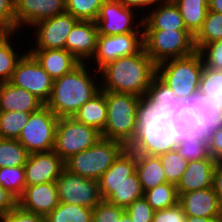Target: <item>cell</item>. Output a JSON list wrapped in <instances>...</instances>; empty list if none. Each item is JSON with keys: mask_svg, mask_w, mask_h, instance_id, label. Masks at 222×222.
I'll use <instances>...</instances> for the list:
<instances>
[{"mask_svg": "<svg viewBox=\"0 0 222 222\" xmlns=\"http://www.w3.org/2000/svg\"><path fill=\"white\" fill-rule=\"evenodd\" d=\"M179 194V204L187 216L222 218V207L212 188Z\"/></svg>", "mask_w": 222, "mask_h": 222, "instance_id": "19", "label": "cell"}, {"mask_svg": "<svg viewBox=\"0 0 222 222\" xmlns=\"http://www.w3.org/2000/svg\"><path fill=\"white\" fill-rule=\"evenodd\" d=\"M0 185L18 200L26 187L24 167L0 168Z\"/></svg>", "mask_w": 222, "mask_h": 222, "instance_id": "41", "label": "cell"}, {"mask_svg": "<svg viewBox=\"0 0 222 222\" xmlns=\"http://www.w3.org/2000/svg\"><path fill=\"white\" fill-rule=\"evenodd\" d=\"M29 154L17 139L0 138V168L24 167Z\"/></svg>", "mask_w": 222, "mask_h": 222, "instance_id": "34", "label": "cell"}, {"mask_svg": "<svg viewBox=\"0 0 222 222\" xmlns=\"http://www.w3.org/2000/svg\"><path fill=\"white\" fill-rule=\"evenodd\" d=\"M125 208L102 200L93 208L92 222H119Z\"/></svg>", "mask_w": 222, "mask_h": 222, "instance_id": "43", "label": "cell"}, {"mask_svg": "<svg viewBox=\"0 0 222 222\" xmlns=\"http://www.w3.org/2000/svg\"><path fill=\"white\" fill-rule=\"evenodd\" d=\"M136 171V153L125 149L111 167L99 178V191L102 199L110 196V185H120Z\"/></svg>", "mask_w": 222, "mask_h": 222, "instance_id": "25", "label": "cell"}, {"mask_svg": "<svg viewBox=\"0 0 222 222\" xmlns=\"http://www.w3.org/2000/svg\"><path fill=\"white\" fill-rule=\"evenodd\" d=\"M176 150L188 162L213 159L209 153L207 135L189 137L183 141H180L177 144Z\"/></svg>", "mask_w": 222, "mask_h": 222, "instance_id": "37", "label": "cell"}, {"mask_svg": "<svg viewBox=\"0 0 222 222\" xmlns=\"http://www.w3.org/2000/svg\"><path fill=\"white\" fill-rule=\"evenodd\" d=\"M144 198L154 210L171 208L179 203L176 185L169 182L144 191Z\"/></svg>", "mask_w": 222, "mask_h": 222, "instance_id": "35", "label": "cell"}, {"mask_svg": "<svg viewBox=\"0 0 222 222\" xmlns=\"http://www.w3.org/2000/svg\"><path fill=\"white\" fill-rule=\"evenodd\" d=\"M52 79L71 72L81 62L66 49H28Z\"/></svg>", "mask_w": 222, "mask_h": 222, "instance_id": "23", "label": "cell"}, {"mask_svg": "<svg viewBox=\"0 0 222 222\" xmlns=\"http://www.w3.org/2000/svg\"><path fill=\"white\" fill-rule=\"evenodd\" d=\"M149 12L145 15L142 13L143 30H187L181 13L172 0H161Z\"/></svg>", "mask_w": 222, "mask_h": 222, "instance_id": "21", "label": "cell"}, {"mask_svg": "<svg viewBox=\"0 0 222 222\" xmlns=\"http://www.w3.org/2000/svg\"><path fill=\"white\" fill-rule=\"evenodd\" d=\"M190 105L200 118L206 132L222 124V110L214 97L198 92Z\"/></svg>", "mask_w": 222, "mask_h": 222, "instance_id": "30", "label": "cell"}, {"mask_svg": "<svg viewBox=\"0 0 222 222\" xmlns=\"http://www.w3.org/2000/svg\"><path fill=\"white\" fill-rule=\"evenodd\" d=\"M4 33H5L4 31H1V30H0V37H1Z\"/></svg>", "mask_w": 222, "mask_h": 222, "instance_id": "56", "label": "cell"}, {"mask_svg": "<svg viewBox=\"0 0 222 222\" xmlns=\"http://www.w3.org/2000/svg\"><path fill=\"white\" fill-rule=\"evenodd\" d=\"M212 189L216 193L218 202L222 207V162L216 164L213 173Z\"/></svg>", "mask_w": 222, "mask_h": 222, "instance_id": "51", "label": "cell"}, {"mask_svg": "<svg viewBox=\"0 0 222 222\" xmlns=\"http://www.w3.org/2000/svg\"><path fill=\"white\" fill-rule=\"evenodd\" d=\"M143 44L156 64L196 52L194 36L188 30H143Z\"/></svg>", "mask_w": 222, "mask_h": 222, "instance_id": "7", "label": "cell"}, {"mask_svg": "<svg viewBox=\"0 0 222 222\" xmlns=\"http://www.w3.org/2000/svg\"><path fill=\"white\" fill-rule=\"evenodd\" d=\"M186 222H222V218H204L197 216H187Z\"/></svg>", "mask_w": 222, "mask_h": 222, "instance_id": "54", "label": "cell"}, {"mask_svg": "<svg viewBox=\"0 0 222 222\" xmlns=\"http://www.w3.org/2000/svg\"><path fill=\"white\" fill-rule=\"evenodd\" d=\"M45 104L29 91L16 87L12 83H0V111L32 113Z\"/></svg>", "mask_w": 222, "mask_h": 222, "instance_id": "24", "label": "cell"}, {"mask_svg": "<svg viewBox=\"0 0 222 222\" xmlns=\"http://www.w3.org/2000/svg\"><path fill=\"white\" fill-rule=\"evenodd\" d=\"M144 47L143 33L119 35H98L97 49L91 64L99 71L107 63L117 58L138 53Z\"/></svg>", "mask_w": 222, "mask_h": 222, "instance_id": "13", "label": "cell"}, {"mask_svg": "<svg viewBox=\"0 0 222 222\" xmlns=\"http://www.w3.org/2000/svg\"><path fill=\"white\" fill-rule=\"evenodd\" d=\"M59 204L55 182L26 186L17 200L22 209L46 217Z\"/></svg>", "mask_w": 222, "mask_h": 222, "instance_id": "18", "label": "cell"}, {"mask_svg": "<svg viewBox=\"0 0 222 222\" xmlns=\"http://www.w3.org/2000/svg\"><path fill=\"white\" fill-rule=\"evenodd\" d=\"M161 116L171 128L177 142L183 141L189 137L207 135L200 118L190 104H186L178 113L170 109L162 112Z\"/></svg>", "mask_w": 222, "mask_h": 222, "instance_id": "20", "label": "cell"}, {"mask_svg": "<svg viewBox=\"0 0 222 222\" xmlns=\"http://www.w3.org/2000/svg\"><path fill=\"white\" fill-rule=\"evenodd\" d=\"M203 66L202 56L196 51L189 56L168 59L157 64V76L180 100L190 104L199 92Z\"/></svg>", "mask_w": 222, "mask_h": 222, "instance_id": "4", "label": "cell"}, {"mask_svg": "<svg viewBox=\"0 0 222 222\" xmlns=\"http://www.w3.org/2000/svg\"><path fill=\"white\" fill-rule=\"evenodd\" d=\"M119 222H133V221H131L130 217H129L126 213H124V214L120 217Z\"/></svg>", "mask_w": 222, "mask_h": 222, "instance_id": "55", "label": "cell"}, {"mask_svg": "<svg viewBox=\"0 0 222 222\" xmlns=\"http://www.w3.org/2000/svg\"><path fill=\"white\" fill-rule=\"evenodd\" d=\"M158 157L161 161L167 182L177 185L186 171L188 161L176 149L160 154Z\"/></svg>", "mask_w": 222, "mask_h": 222, "instance_id": "39", "label": "cell"}, {"mask_svg": "<svg viewBox=\"0 0 222 222\" xmlns=\"http://www.w3.org/2000/svg\"><path fill=\"white\" fill-rule=\"evenodd\" d=\"M216 164L214 159L189 161L185 173L176 185L178 193L212 188Z\"/></svg>", "mask_w": 222, "mask_h": 222, "instance_id": "22", "label": "cell"}, {"mask_svg": "<svg viewBox=\"0 0 222 222\" xmlns=\"http://www.w3.org/2000/svg\"><path fill=\"white\" fill-rule=\"evenodd\" d=\"M144 95L161 113L170 109L178 113L186 106V103L180 100L175 92L157 75L153 78Z\"/></svg>", "mask_w": 222, "mask_h": 222, "instance_id": "28", "label": "cell"}, {"mask_svg": "<svg viewBox=\"0 0 222 222\" xmlns=\"http://www.w3.org/2000/svg\"><path fill=\"white\" fill-rule=\"evenodd\" d=\"M93 208L59 202L45 222H92Z\"/></svg>", "mask_w": 222, "mask_h": 222, "instance_id": "33", "label": "cell"}, {"mask_svg": "<svg viewBox=\"0 0 222 222\" xmlns=\"http://www.w3.org/2000/svg\"><path fill=\"white\" fill-rule=\"evenodd\" d=\"M0 30L16 32L15 0H0Z\"/></svg>", "mask_w": 222, "mask_h": 222, "instance_id": "46", "label": "cell"}, {"mask_svg": "<svg viewBox=\"0 0 222 222\" xmlns=\"http://www.w3.org/2000/svg\"><path fill=\"white\" fill-rule=\"evenodd\" d=\"M17 206V199L0 185V215L6 214Z\"/></svg>", "mask_w": 222, "mask_h": 222, "instance_id": "50", "label": "cell"}, {"mask_svg": "<svg viewBox=\"0 0 222 222\" xmlns=\"http://www.w3.org/2000/svg\"><path fill=\"white\" fill-rule=\"evenodd\" d=\"M55 183L59 202L94 208L103 200L97 180L84 178L65 168Z\"/></svg>", "mask_w": 222, "mask_h": 222, "instance_id": "12", "label": "cell"}, {"mask_svg": "<svg viewBox=\"0 0 222 222\" xmlns=\"http://www.w3.org/2000/svg\"><path fill=\"white\" fill-rule=\"evenodd\" d=\"M59 118L44 105L30 113L27 124L17 139L31 154L54 149L56 128Z\"/></svg>", "mask_w": 222, "mask_h": 222, "instance_id": "9", "label": "cell"}, {"mask_svg": "<svg viewBox=\"0 0 222 222\" xmlns=\"http://www.w3.org/2000/svg\"><path fill=\"white\" fill-rule=\"evenodd\" d=\"M64 12L65 0H15L16 32Z\"/></svg>", "mask_w": 222, "mask_h": 222, "instance_id": "16", "label": "cell"}, {"mask_svg": "<svg viewBox=\"0 0 222 222\" xmlns=\"http://www.w3.org/2000/svg\"><path fill=\"white\" fill-rule=\"evenodd\" d=\"M199 53L206 67L222 70V40L206 44Z\"/></svg>", "mask_w": 222, "mask_h": 222, "instance_id": "45", "label": "cell"}, {"mask_svg": "<svg viewBox=\"0 0 222 222\" xmlns=\"http://www.w3.org/2000/svg\"><path fill=\"white\" fill-rule=\"evenodd\" d=\"M217 40H222V14L208 11L202 28L194 36L196 51Z\"/></svg>", "mask_w": 222, "mask_h": 222, "instance_id": "36", "label": "cell"}, {"mask_svg": "<svg viewBox=\"0 0 222 222\" xmlns=\"http://www.w3.org/2000/svg\"><path fill=\"white\" fill-rule=\"evenodd\" d=\"M97 39L96 22L79 20L66 38L65 49L81 63H88L96 53Z\"/></svg>", "mask_w": 222, "mask_h": 222, "instance_id": "17", "label": "cell"}, {"mask_svg": "<svg viewBox=\"0 0 222 222\" xmlns=\"http://www.w3.org/2000/svg\"><path fill=\"white\" fill-rule=\"evenodd\" d=\"M178 7L187 30L195 36L208 12V0H172Z\"/></svg>", "mask_w": 222, "mask_h": 222, "instance_id": "29", "label": "cell"}, {"mask_svg": "<svg viewBox=\"0 0 222 222\" xmlns=\"http://www.w3.org/2000/svg\"><path fill=\"white\" fill-rule=\"evenodd\" d=\"M17 33L18 32H5L0 37V83L11 80L16 64L24 54V52L22 53L20 51L18 53V51H16L18 49L15 47V44L11 39L14 36H17Z\"/></svg>", "mask_w": 222, "mask_h": 222, "instance_id": "32", "label": "cell"}, {"mask_svg": "<svg viewBox=\"0 0 222 222\" xmlns=\"http://www.w3.org/2000/svg\"><path fill=\"white\" fill-rule=\"evenodd\" d=\"M138 13V11L125 6L120 0H106L95 21L98 35L143 33V16L138 17V22L135 20V14Z\"/></svg>", "mask_w": 222, "mask_h": 222, "instance_id": "11", "label": "cell"}, {"mask_svg": "<svg viewBox=\"0 0 222 222\" xmlns=\"http://www.w3.org/2000/svg\"><path fill=\"white\" fill-rule=\"evenodd\" d=\"M0 220L1 222H45V217L26 211L17 205L8 213L0 215Z\"/></svg>", "mask_w": 222, "mask_h": 222, "instance_id": "47", "label": "cell"}, {"mask_svg": "<svg viewBox=\"0 0 222 222\" xmlns=\"http://www.w3.org/2000/svg\"><path fill=\"white\" fill-rule=\"evenodd\" d=\"M154 211L144 197L135 200L125 208V213L133 222H152Z\"/></svg>", "mask_w": 222, "mask_h": 222, "instance_id": "44", "label": "cell"}, {"mask_svg": "<svg viewBox=\"0 0 222 222\" xmlns=\"http://www.w3.org/2000/svg\"><path fill=\"white\" fill-rule=\"evenodd\" d=\"M101 90L142 96L157 75V64L144 47L136 54L120 57L99 70Z\"/></svg>", "mask_w": 222, "mask_h": 222, "instance_id": "1", "label": "cell"}, {"mask_svg": "<svg viewBox=\"0 0 222 222\" xmlns=\"http://www.w3.org/2000/svg\"><path fill=\"white\" fill-rule=\"evenodd\" d=\"M102 138L97 129L74 117H60L56 128L54 151L63 160L93 146Z\"/></svg>", "mask_w": 222, "mask_h": 222, "instance_id": "8", "label": "cell"}, {"mask_svg": "<svg viewBox=\"0 0 222 222\" xmlns=\"http://www.w3.org/2000/svg\"><path fill=\"white\" fill-rule=\"evenodd\" d=\"M199 93L214 97L222 110V70L203 66Z\"/></svg>", "mask_w": 222, "mask_h": 222, "instance_id": "40", "label": "cell"}, {"mask_svg": "<svg viewBox=\"0 0 222 222\" xmlns=\"http://www.w3.org/2000/svg\"><path fill=\"white\" fill-rule=\"evenodd\" d=\"M88 69L89 63H80L71 72L54 80L51 97L45 105L58 118L73 117L82 105L101 91V84L95 80L99 71ZM94 72L96 74L92 75Z\"/></svg>", "mask_w": 222, "mask_h": 222, "instance_id": "2", "label": "cell"}, {"mask_svg": "<svg viewBox=\"0 0 222 222\" xmlns=\"http://www.w3.org/2000/svg\"><path fill=\"white\" fill-rule=\"evenodd\" d=\"M177 140L161 112L145 96L139 97L137 127L132 141L126 149L136 154L158 156L177 147Z\"/></svg>", "mask_w": 222, "mask_h": 222, "instance_id": "3", "label": "cell"}, {"mask_svg": "<svg viewBox=\"0 0 222 222\" xmlns=\"http://www.w3.org/2000/svg\"><path fill=\"white\" fill-rule=\"evenodd\" d=\"M25 51L17 62L9 82L16 87L29 91L46 104L51 97L54 79L49 76L27 49Z\"/></svg>", "mask_w": 222, "mask_h": 222, "instance_id": "10", "label": "cell"}, {"mask_svg": "<svg viewBox=\"0 0 222 222\" xmlns=\"http://www.w3.org/2000/svg\"><path fill=\"white\" fill-rule=\"evenodd\" d=\"M64 168V161L54 150L31 153L24 165L26 186L55 182Z\"/></svg>", "mask_w": 222, "mask_h": 222, "instance_id": "15", "label": "cell"}, {"mask_svg": "<svg viewBox=\"0 0 222 222\" xmlns=\"http://www.w3.org/2000/svg\"><path fill=\"white\" fill-rule=\"evenodd\" d=\"M210 156L217 162H222V124L207 132Z\"/></svg>", "mask_w": 222, "mask_h": 222, "instance_id": "49", "label": "cell"}, {"mask_svg": "<svg viewBox=\"0 0 222 222\" xmlns=\"http://www.w3.org/2000/svg\"><path fill=\"white\" fill-rule=\"evenodd\" d=\"M105 97L107 122L101 136L127 146L136 132L139 96L105 91Z\"/></svg>", "mask_w": 222, "mask_h": 222, "instance_id": "5", "label": "cell"}, {"mask_svg": "<svg viewBox=\"0 0 222 222\" xmlns=\"http://www.w3.org/2000/svg\"><path fill=\"white\" fill-rule=\"evenodd\" d=\"M106 0H65L66 12L82 21H96Z\"/></svg>", "mask_w": 222, "mask_h": 222, "instance_id": "42", "label": "cell"}, {"mask_svg": "<svg viewBox=\"0 0 222 222\" xmlns=\"http://www.w3.org/2000/svg\"><path fill=\"white\" fill-rule=\"evenodd\" d=\"M120 1L125 6L131 8V9H134V10H138V12L140 10L144 11V9L146 12V9H147V11H149V9L151 10V7L153 8L154 6H156L161 0H120ZM138 8H140V10Z\"/></svg>", "mask_w": 222, "mask_h": 222, "instance_id": "52", "label": "cell"}, {"mask_svg": "<svg viewBox=\"0 0 222 222\" xmlns=\"http://www.w3.org/2000/svg\"><path fill=\"white\" fill-rule=\"evenodd\" d=\"M30 113L0 111V138L18 139Z\"/></svg>", "mask_w": 222, "mask_h": 222, "instance_id": "38", "label": "cell"}, {"mask_svg": "<svg viewBox=\"0 0 222 222\" xmlns=\"http://www.w3.org/2000/svg\"><path fill=\"white\" fill-rule=\"evenodd\" d=\"M78 21L70 13L64 12L35 23L31 26L36 31L34 48L29 49H65L66 38Z\"/></svg>", "mask_w": 222, "mask_h": 222, "instance_id": "14", "label": "cell"}, {"mask_svg": "<svg viewBox=\"0 0 222 222\" xmlns=\"http://www.w3.org/2000/svg\"><path fill=\"white\" fill-rule=\"evenodd\" d=\"M125 149L126 146L119 141L101 138L90 148L65 160V169L98 181Z\"/></svg>", "mask_w": 222, "mask_h": 222, "instance_id": "6", "label": "cell"}, {"mask_svg": "<svg viewBox=\"0 0 222 222\" xmlns=\"http://www.w3.org/2000/svg\"><path fill=\"white\" fill-rule=\"evenodd\" d=\"M187 215L178 203L171 208L155 210L152 222H186Z\"/></svg>", "mask_w": 222, "mask_h": 222, "instance_id": "48", "label": "cell"}, {"mask_svg": "<svg viewBox=\"0 0 222 222\" xmlns=\"http://www.w3.org/2000/svg\"><path fill=\"white\" fill-rule=\"evenodd\" d=\"M73 117L82 124L103 132L107 122L105 91L101 90L91 100L82 105Z\"/></svg>", "mask_w": 222, "mask_h": 222, "instance_id": "26", "label": "cell"}, {"mask_svg": "<svg viewBox=\"0 0 222 222\" xmlns=\"http://www.w3.org/2000/svg\"><path fill=\"white\" fill-rule=\"evenodd\" d=\"M142 197H144V191L138 174L135 171L128 177V180L120 185H110V196L106 201L110 204L126 208L135 200Z\"/></svg>", "mask_w": 222, "mask_h": 222, "instance_id": "31", "label": "cell"}, {"mask_svg": "<svg viewBox=\"0 0 222 222\" xmlns=\"http://www.w3.org/2000/svg\"><path fill=\"white\" fill-rule=\"evenodd\" d=\"M208 11L222 14V0H208Z\"/></svg>", "mask_w": 222, "mask_h": 222, "instance_id": "53", "label": "cell"}, {"mask_svg": "<svg viewBox=\"0 0 222 222\" xmlns=\"http://www.w3.org/2000/svg\"><path fill=\"white\" fill-rule=\"evenodd\" d=\"M136 173L143 191L150 190L167 182L158 156L136 154Z\"/></svg>", "mask_w": 222, "mask_h": 222, "instance_id": "27", "label": "cell"}]
</instances>
